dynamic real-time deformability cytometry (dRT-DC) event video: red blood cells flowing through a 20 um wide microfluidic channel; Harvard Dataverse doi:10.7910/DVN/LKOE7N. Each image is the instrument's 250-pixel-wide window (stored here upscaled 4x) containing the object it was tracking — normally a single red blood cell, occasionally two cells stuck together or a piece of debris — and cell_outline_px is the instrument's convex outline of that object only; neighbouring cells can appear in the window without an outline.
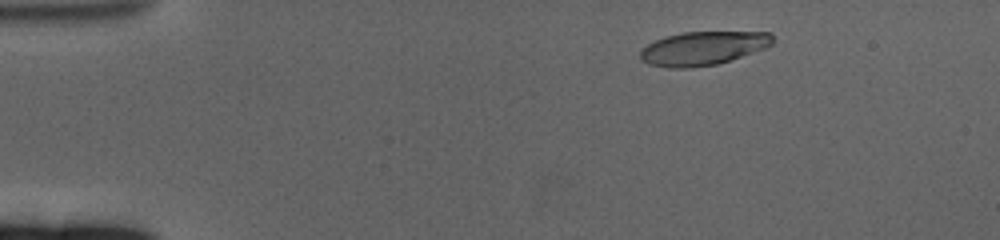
{"species": "human", "species_latin": "Homo sapiens", "temperature_condition": "cold", "stored_images_in_passage": 60, "camera_frame_rate_fps": 3000, "um_per_image_px": 0.085, "donor": {"sex": "female"}, "frame": {"image": 1, "passage_image": 7, "time_ms": 2.0, "image_size_px": [1000, 240], "cell_outline_px": [[776, 40], [772, 44], [764, 48], [716, 64], [692, 68], [668, 68], [648, 64], [640, 60], [640, 52], [648, 44], [664, 36], [680, 32], [772, 32]], "centroid_in_image_um": [59.74, 4.1], "position_along_channel_um": 25.3, "area_um2": 26.01}}
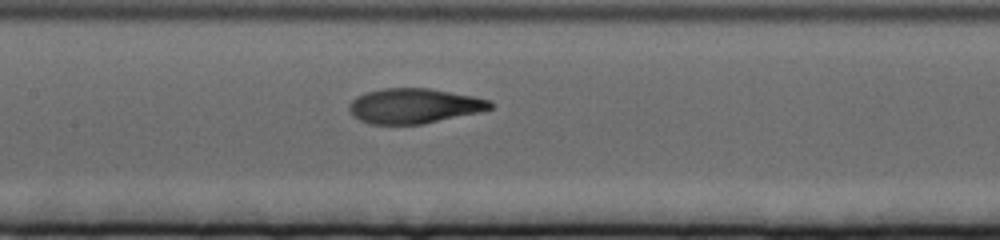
{"frame": {"image": 2, "passage_image": 28, "time_ms": 9.0, "image_size_px": [1000, 240], "cell_outline_px": [[492, 108], [480, 112], [424, 124], [372, 124], [360, 120], [352, 116], [348, 108], [348, 104], [356, 96], [364, 92], [384, 88], [428, 88], [472, 96], [492, 100]], "centroid_in_image_um": [35.17, 9.0], "position_along_channel_um": 172.2, "area_um2": 28.9}}
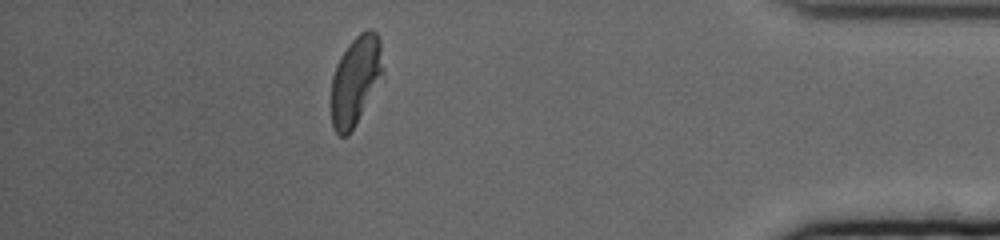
{"frame": {"image": 3, "passage_image": 53, "time_ms": 17.333, "image_size_px": [1000, 240], "cell_outline_px": [[384, 72], [356, 124], [348, 136], [340, 136], [336, 132], [332, 124], [332, 76], [336, 64], [340, 56], [348, 44], [360, 32], [368, 28], [372, 28], [376, 32], [380, 40], [384, 68]], "centroid_in_image_um": [30.23, 6.79], "position_along_channel_um": 405.0, "area_um2": 26.82}, "authors_computed_cell_mechanics": {"area_um2": 28.7555, "velocity_mm_per_s": 3.2744, "shape_relaxation_time_tau1_ms": 3.7618, "shape_relaxation_time_tau2_ms": 1.294, "deformation_change_tau1": 0.1965, "deformation_change_tau2": 0.0682}}